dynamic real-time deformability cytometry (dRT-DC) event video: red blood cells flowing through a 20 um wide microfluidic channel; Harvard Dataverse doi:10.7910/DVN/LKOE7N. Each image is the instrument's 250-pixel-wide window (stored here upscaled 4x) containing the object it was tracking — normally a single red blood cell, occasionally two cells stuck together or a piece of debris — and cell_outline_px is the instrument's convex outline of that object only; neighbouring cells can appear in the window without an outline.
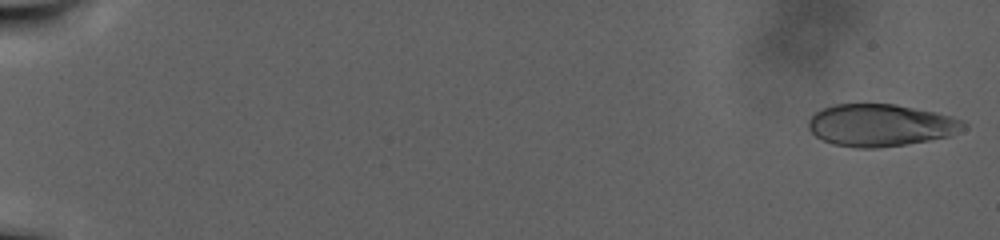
{"species": "human", "species_latin": "Homo sapiens", "temperature_condition": "warm", "stored_images_in_passage": 110, "camera_frame_rate_fps": 3000, "um_per_image_px": 0.085, "donor": {"sex": "male"}, "frame": {"image": 1, "passage_image": 2, "time_ms": 0.333, "image_size_px": [1000, 240], "cell_outline_px": [[968, 128], [948, 136], [928, 140], [904, 144], [876, 148], [856, 148], [832, 144], [816, 136], [808, 128], [808, 120], [816, 112], [824, 108], [836, 104], [896, 104], [952, 116], [964, 120], [968, 124]], "centroid_in_image_um": [74.87, 10.64], "position_along_channel_um": 10.1, "area_um2": 38.09}}
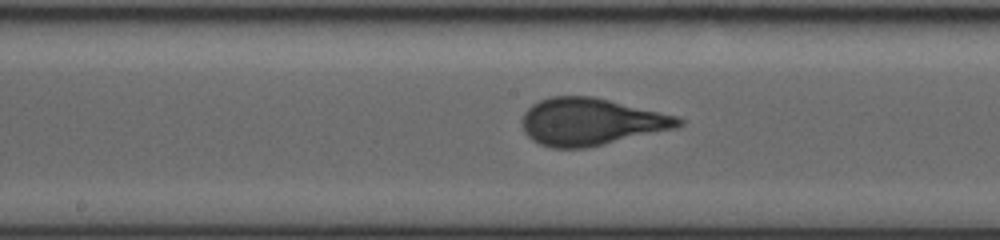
{"frame": {"image": 2, "passage_image": 62, "time_ms": 20.333, "image_size_px": [1000, 240], "cell_outline_px": [[684, 124], [676, 128], [588, 148], [552, 148], [540, 144], [532, 140], [524, 132], [520, 120], [524, 112], [532, 104], [540, 100], [552, 96], [592, 96], [680, 116], [684, 120]], "centroid_in_image_um": [50.23, 10.35], "position_along_channel_um": 198.0, "area_um2": 43.35}}
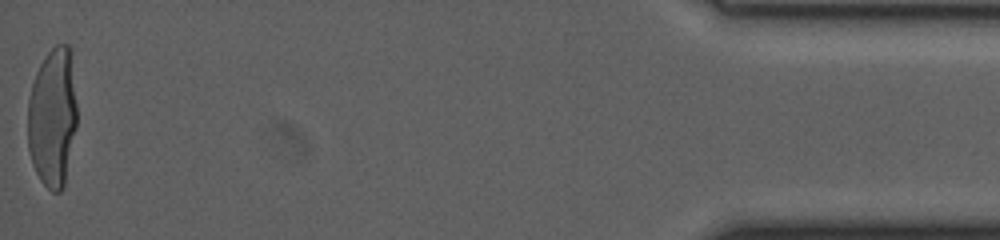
{"frame": {"image": 3, "passage_image": 110, "time_ms": 36.333, "image_size_px": [1000, 240], "cell_outline_px": [[76, 128], [64, 188], [60, 192], [52, 192], [40, 180], [32, 164], [28, 148], [28, 100], [32, 84], [36, 72], [40, 64], [48, 52], [56, 44], [68, 44], [72, 48], [76, 104]], "centroid_in_image_um": [4.48, 9.96], "position_along_channel_um": 430.7, "area_um2": 40.52}}